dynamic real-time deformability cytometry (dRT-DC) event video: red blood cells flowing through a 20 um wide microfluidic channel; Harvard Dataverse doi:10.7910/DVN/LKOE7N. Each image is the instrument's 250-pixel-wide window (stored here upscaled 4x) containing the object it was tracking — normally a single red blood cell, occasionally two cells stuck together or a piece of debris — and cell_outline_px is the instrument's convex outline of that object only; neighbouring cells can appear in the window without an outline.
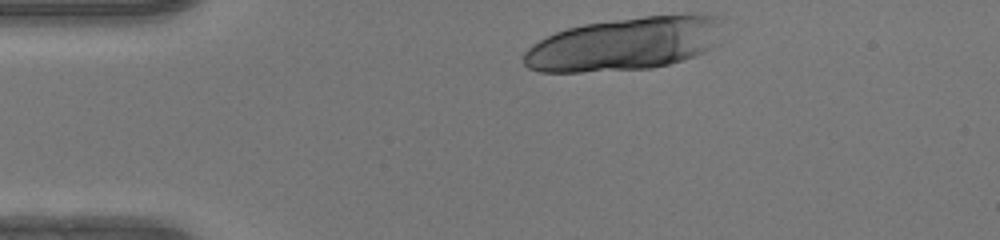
{"species": "human", "species_latin": "Homo sapiens", "temperature_condition": "warm", "stored_images_in_passage": 9, "camera_frame_rate_fps": 3000, "um_per_image_px": 0.085, "donor": {"sex": "female"}, "frame": {"image": 1, "passage_image": 1, "time_ms": 0.0, "image_size_px": [1000, 240], "cell_outline_px": [[724, 16], [712, 48], [704, 52], [668, 64], [652, 68], [580, 72], [540, 72], [528, 68], [524, 64], [524, 52], [532, 44], [556, 32], [568, 28], [584, 24], [612, 20], [644, 16], [688, 12], [708, 12]], "centroid_in_image_um": [53.15, 3.69], "position_along_channel_um": 31.9, "area_um2": 62.19}}